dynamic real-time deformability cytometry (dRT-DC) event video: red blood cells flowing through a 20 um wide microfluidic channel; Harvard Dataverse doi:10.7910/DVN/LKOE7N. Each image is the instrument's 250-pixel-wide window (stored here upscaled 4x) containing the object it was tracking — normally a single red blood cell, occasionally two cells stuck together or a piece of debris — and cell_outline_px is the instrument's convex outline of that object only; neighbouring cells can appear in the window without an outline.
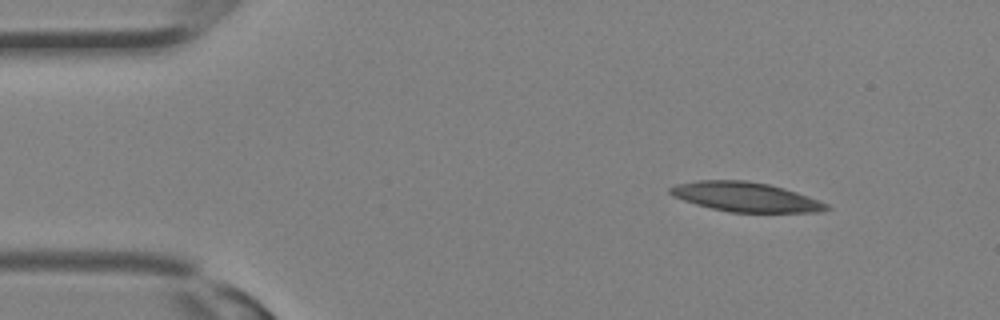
{"species": "Egyptian fruit bat (a non-hibernating species)", "species_latin": "Rousettus aegyptiacus", "temperature_condition": "room temperature", "stored_images_in_passage": 29, "camera_frame_rate_fps": 3000, "um_per_image_px": 0.085, "animal": {"sex": "female"}, "frame": {"image": 1, "passage_image": 1, "time_ms": 0.0, "image_size_px": [1000, 320], "cell_outline_px": [[832, 208], [820, 212], [728, 212], [696, 204], [684, 200], [668, 192], [668, 188], [676, 184], [700, 180], [744, 180], [768, 184], [784, 188], [808, 196], [828, 204]], "centroid_in_image_um": [63.39, 16.74], "position_along_channel_um": 21.6, "area_um2": 26.65}}
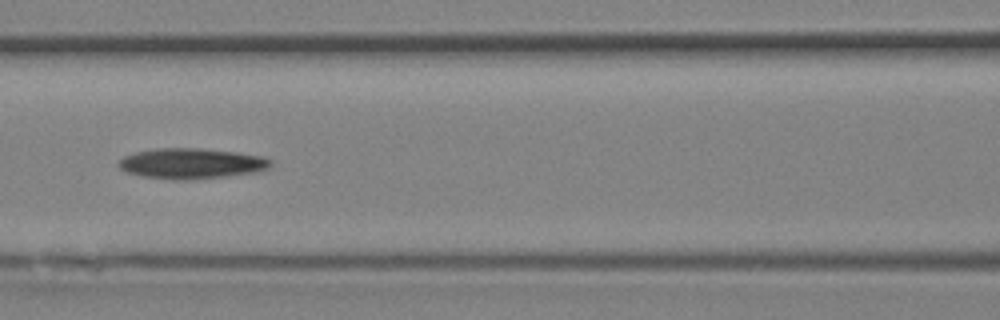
{"frame": {"image": 2, "passage_image": 11, "time_ms": 3.333, "image_size_px": [1000, 320], "cell_outline_px": [[272, 164], [268, 168], [256, 172], [224, 176], [188, 180], [172, 180], [140, 176], [124, 172], [116, 164], [124, 156], [136, 152], [156, 148], [200, 148], [236, 152], [264, 156], [272, 160]], "centroid_in_image_um": [16.24, 13.9], "position_along_channel_um": 150.4, "area_um2": 27.22}}
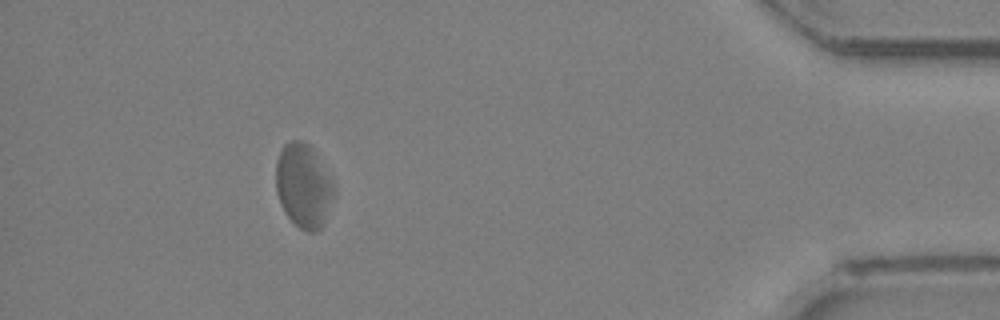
{"frame": {"image": 3, "passage_image": 26, "time_ms": 8.333, "image_size_px": [1000, 320], "cell_outline_px": [[336, 196], [324, 224], [316, 232], [308, 232], [300, 228], [284, 212], [280, 204], [276, 192], [276, 160], [280, 148], [288, 140], [304, 140], [312, 148], [336, 184]], "centroid_in_image_um": [25.83, 15.78], "position_along_channel_um": 409.4, "area_um2": 29.19}}